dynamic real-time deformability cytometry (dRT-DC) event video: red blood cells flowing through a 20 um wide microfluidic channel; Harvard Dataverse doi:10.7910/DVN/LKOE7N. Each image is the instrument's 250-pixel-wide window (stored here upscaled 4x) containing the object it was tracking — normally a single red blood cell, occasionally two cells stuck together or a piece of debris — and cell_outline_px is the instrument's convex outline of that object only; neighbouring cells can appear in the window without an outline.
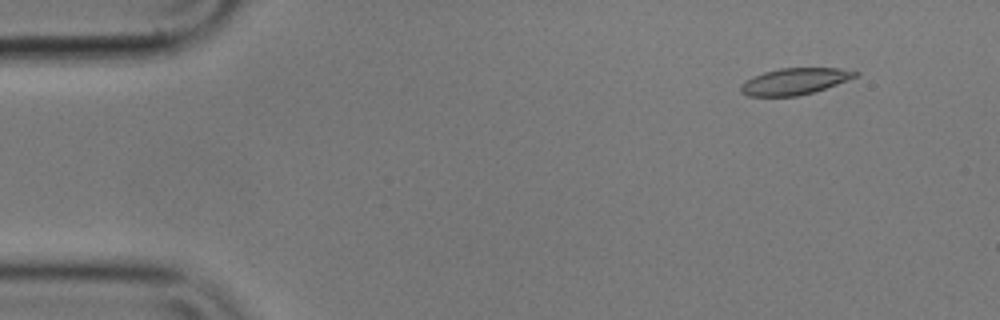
{"species": "common noctule bat (a hibernating species)", "species_latin": "Nyctalus noctula", "temperature_condition": "cold", "stored_images_in_passage": 56, "camera_frame_rate_fps": 3000, "um_per_image_px": 0.085, "animal": {"sex": "male", "body_mass_g": 17.9}, "frame": {"image": 1, "passage_image": 6, "time_ms": 1.667, "image_size_px": [1000, 320], "cell_outline_px": [[860, 76], [812, 92], [796, 96], [748, 96], [740, 92], [740, 84], [752, 76], [764, 72], [780, 68], [840, 68], [860, 72]], "centroid_in_image_um": [67.54, 6.9], "position_along_channel_um": 17.5, "area_um2": 17.69}}
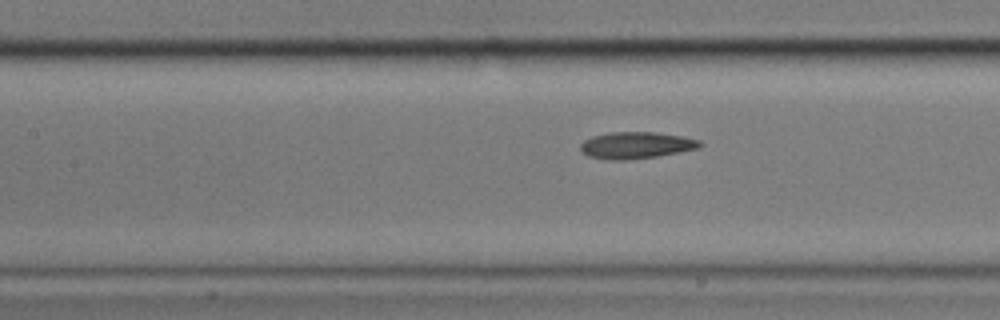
{"frame": {"image": 2, "passage_image": 25, "time_ms": 8.0, "image_size_px": [1000, 320], "cell_outline_px": [[704, 144], [700, 148], [680, 152], [656, 156], [624, 160], [608, 160], [588, 156], [580, 148], [580, 144], [584, 140], [592, 136], [608, 132], [652, 132], [680, 136], [700, 140]], "centroid_in_image_um": [54.07, 12.34], "position_along_channel_um": 153.3, "area_um2": 18.55}}
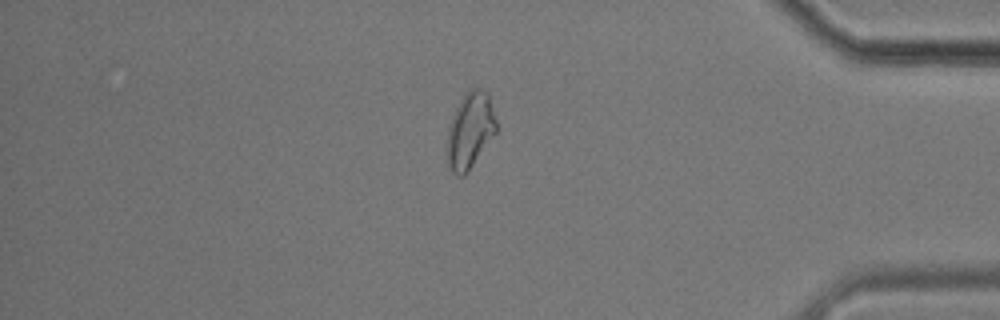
{"frame": {"image": 3, "passage_image": 48, "time_ms": 15.667, "image_size_px": [1000, 320], "cell_outline_px": [[496, 132], [468, 172], [464, 176], [456, 176], [448, 168], [448, 128], [452, 116], [460, 100], [468, 88], [472, 84], [488, 92], [496, 120]], "centroid_in_image_um": [39.96, 11.05], "position_along_channel_um": 395.2, "area_um2": 21.91}, "authors_computed_cell_mechanics": {"area_um2": 18.4382, "velocity_mm_per_s": 3.5596, "shape_relaxation_time_tau1_ms": 4.9697, "shape_relaxation_time_tau2_ms": 2.3131, "deformation_change_tau1": 0.1315, "deformation_change_tau2": 0.0955}}